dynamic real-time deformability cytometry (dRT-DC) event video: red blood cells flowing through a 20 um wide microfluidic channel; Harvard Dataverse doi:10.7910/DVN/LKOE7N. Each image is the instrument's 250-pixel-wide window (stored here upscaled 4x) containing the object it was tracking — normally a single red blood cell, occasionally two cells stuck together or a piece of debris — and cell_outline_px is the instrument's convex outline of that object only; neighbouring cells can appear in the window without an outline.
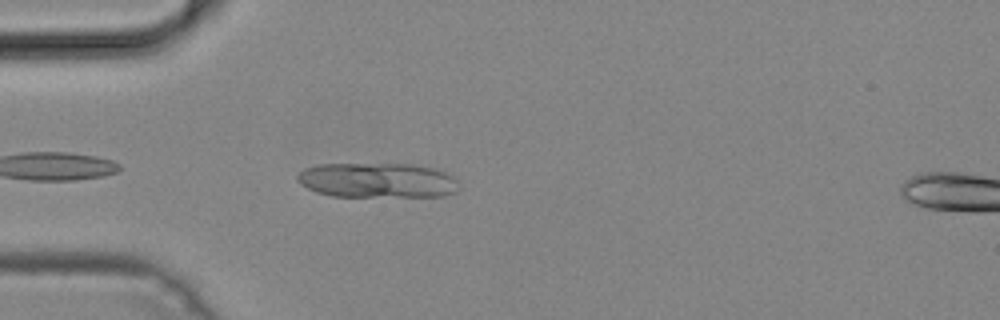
{"species": "common noctule bat (a hibernating species)", "species_latin": "Nyctalus noctula", "temperature_condition": "cold", "stored_images_in_passage": 15, "camera_frame_rate_fps": 3000, "um_per_image_px": 0.085, "animal": {"sex": "male", "body_mass_g": 19.2, "forearm_length_mm": 51.8}, "frame": {"image": 1, "passage_image": 3, "time_ms": 0.667, "image_size_px": [1000, 320], "cell_outline_px": [[460, 188], [456, 192], [444, 196], [332, 196], [316, 192], [300, 184], [296, 180], [296, 176], [304, 168], [320, 164], [420, 164], [444, 172], [452, 176], [460, 184]], "centroid_in_image_um": [32.09, 15.32], "position_along_channel_um": 52.9, "area_um2": 33.12}}